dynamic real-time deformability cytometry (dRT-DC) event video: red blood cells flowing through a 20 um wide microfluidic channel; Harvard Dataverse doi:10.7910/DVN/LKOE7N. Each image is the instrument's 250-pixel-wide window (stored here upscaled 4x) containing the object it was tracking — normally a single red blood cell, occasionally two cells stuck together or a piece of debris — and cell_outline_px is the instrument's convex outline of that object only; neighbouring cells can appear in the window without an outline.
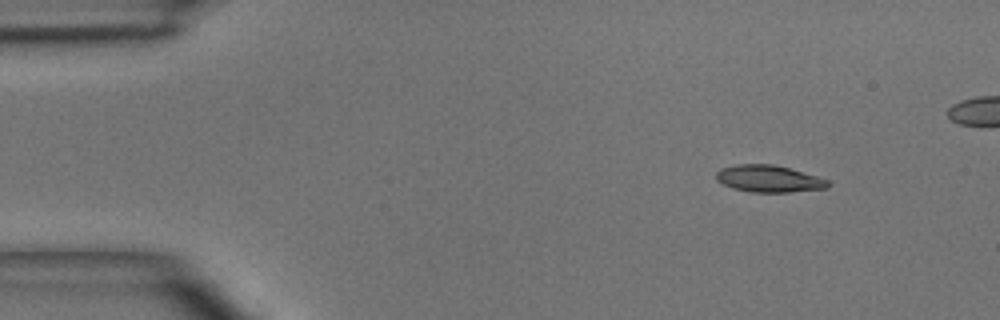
{"species": "common noctule bat (a hibernating species)", "species_latin": "Nyctalus noctula", "temperature_condition": "room temperature", "stored_images_in_passage": 4, "camera_frame_rate_fps": 3000, "um_per_image_px": 0.085, "animal": {"sex": "male", "body_mass_g": 15.6}, "frame": {"image": 1, "passage_image": 1, "time_ms": 0.0, "image_size_px": [1000, 320], "cell_outline_px": [[828, 188], [788, 192], [752, 192], [732, 188], [716, 180], [716, 172], [720, 168], [736, 164], [772, 164], [788, 168], [816, 176], [828, 180]], "centroid_in_image_um": [65.3, 15.19], "position_along_channel_um": 19.7, "area_um2": 17.4}}